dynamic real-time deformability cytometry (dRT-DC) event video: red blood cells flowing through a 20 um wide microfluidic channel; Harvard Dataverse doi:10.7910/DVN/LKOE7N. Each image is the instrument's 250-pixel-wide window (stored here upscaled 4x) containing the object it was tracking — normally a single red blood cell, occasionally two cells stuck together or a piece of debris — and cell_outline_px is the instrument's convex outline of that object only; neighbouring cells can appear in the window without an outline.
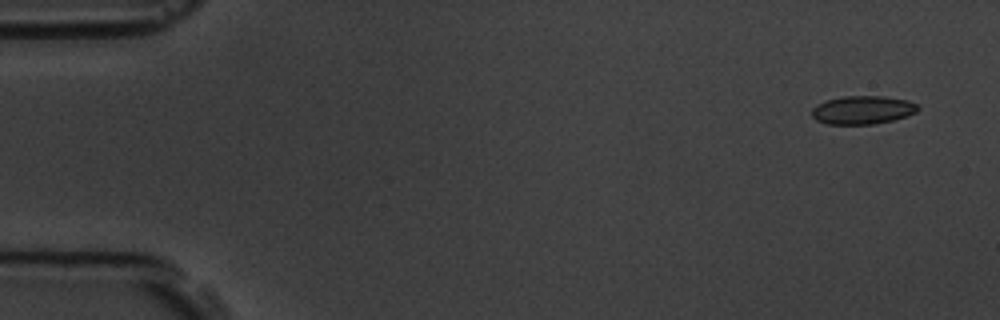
{"species": "common noctule bat (a hibernating species)", "species_latin": "Nyctalus noctula", "temperature_condition": "room temperature", "stored_images_in_passage": 8, "camera_frame_rate_fps": 3000, "um_per_image_px": 0.085, "animal": {"sex": "male", "body_mass_g": 19.5, "forearm_length_mm": 54.6}, "frame": {"image": 1, "passage_image": 1, "time_ms": 0.0, "image_size_px": [1000, 320], "cell_outline_px": [[920, 108], [916, 112], [908, 116], [892, 120], [872, 124], [828, 124], [816, 120], [812, 116], [812, 108], [816, 104], [824, 100], [844, 96], [884, 96], [908, 100], [916, 104]], "centroid_in_image_um": [73.31, 9.34], "position_along_channel_um": 11.7, "area_um2": 17.63}}
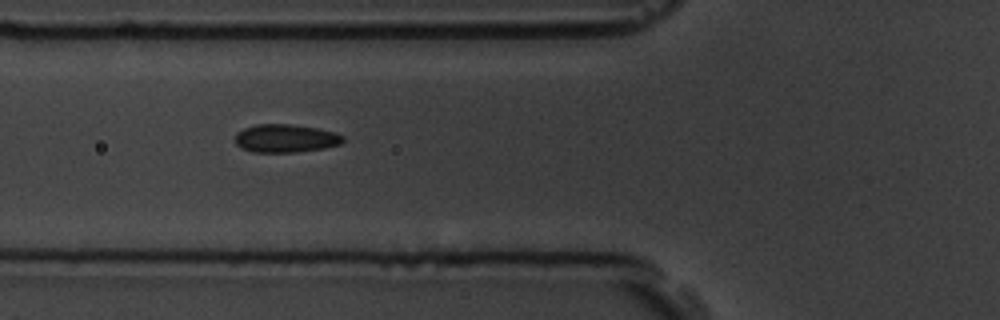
{"frame": {"image": 2, "passage_image": 6, "time_ms": 5.667, "image_size_px": [1000, 320], "cell_outline_px": [[344, 140], [340, 144], [324, 148], [296, 152], [252, 152], [240, 148], [232, 140], [236, 132], [244, 128], [256, 124], [288, 124], [316, 128], [336, 132], [344, 136]], "centroid_in_image_um": [24.22, 11.76], "position_along_channel_um": 101.6, "area_um2": 17.92}}
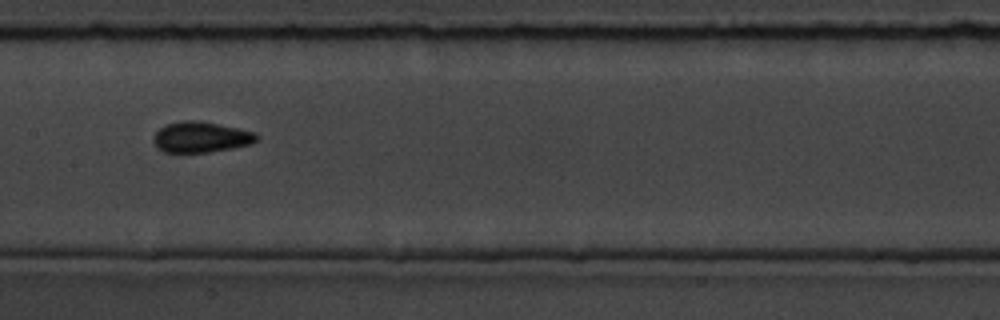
{"frame": {"image": 3, "passage_image": 8, "time_ms": 8.0, "image_size_px": [1000, 320], "cell_outline_px": [[260, 136], [252, 144], [232, 148], [208, 152], [164, 152], [156, 148], [152, 140], [152, 136], [164, 124], [184, 120], [200, 120], [256, 132]], "centroid_in_image_um": [17.06, 11.64], "position_along_channel_um": 190.3, "area_um2": 18.73}}